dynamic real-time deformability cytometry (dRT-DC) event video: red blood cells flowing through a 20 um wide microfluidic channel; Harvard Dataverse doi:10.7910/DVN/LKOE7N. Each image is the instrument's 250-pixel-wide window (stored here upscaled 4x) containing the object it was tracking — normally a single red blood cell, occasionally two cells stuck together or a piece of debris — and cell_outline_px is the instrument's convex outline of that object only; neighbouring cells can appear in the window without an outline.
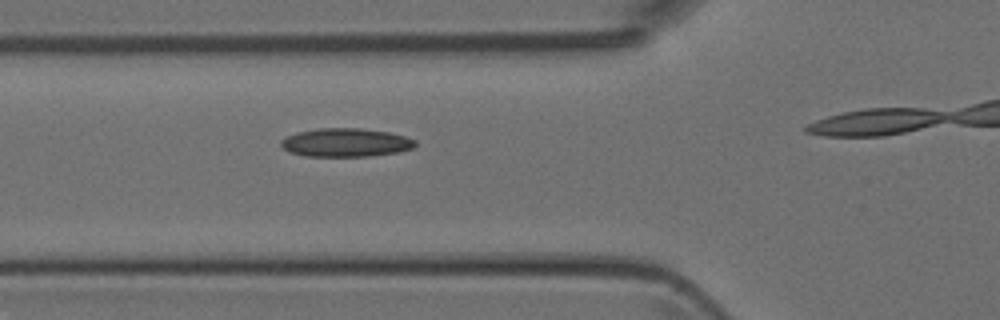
{"species": "Egyptian fruit bat (a non-hibernating species)", "species_latin": "Rousettus aegyptiacus", "temperature_condition": "room temperature", "stored_images_in_passage": 15, "camera_frame_rate_fps": 3000, "um_per_image_px": 0.085, "animal": {"sex": "female"}, "frame": {"image": 1, "passage_image": 11, "time_ms": 3.333, "image_size_px": [1000, 320], "cell_outline_px": [[416, 144], [412, 148], [396, 152], [368, 156], [304, 156], [288, 152], [280, 144], [280, 140], [296, 132], [320, 128], [360, 128], [388, 132], [404, 136], [416, 140]], "centroid_in_image_um": [29.35, 12.11], "position_along_channel_um": 96.5, "area_um2": 22.2}}